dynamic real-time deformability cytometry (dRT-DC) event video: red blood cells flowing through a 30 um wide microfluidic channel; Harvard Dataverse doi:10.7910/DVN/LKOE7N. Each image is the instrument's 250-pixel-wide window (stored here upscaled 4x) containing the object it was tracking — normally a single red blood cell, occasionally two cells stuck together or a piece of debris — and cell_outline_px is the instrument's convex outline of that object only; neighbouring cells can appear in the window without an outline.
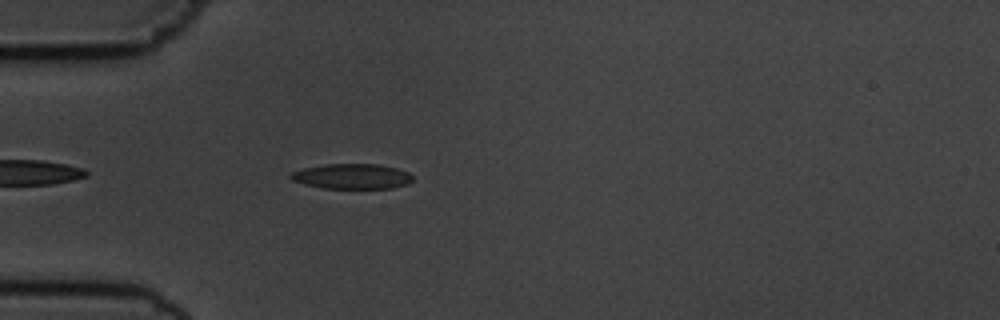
{"species": "common noctule bat (a hibernating species)", "species_latin": "Nyctalus noctula", "temperature_condition": "cold", "stored_images_in_passage": 43, "camera_frame_rate_fps": 3000, "um_per_image_px": 0.085, "animal": {"sex": "male", "body_mass_g": 19.5, "forearm_length_mm": 54.6}, "frame": {"image": 1, "passage_image": 4, "time_ms": 1.0, "image_size_px": [1000, 320], "cell_outline_px": [[412, 180], [408, 184], [392, 188], [320, 188], [304, 184], [292, 180], [288, 176], [292, 172], [304, 168], [324, 164], [380, 164], [396, 168], [408, 172], [412, 176]], "centroid_in_image_um": [29.91, 14.99], "position_along_channel_um": 55.1, "area_um2": 17.92}}
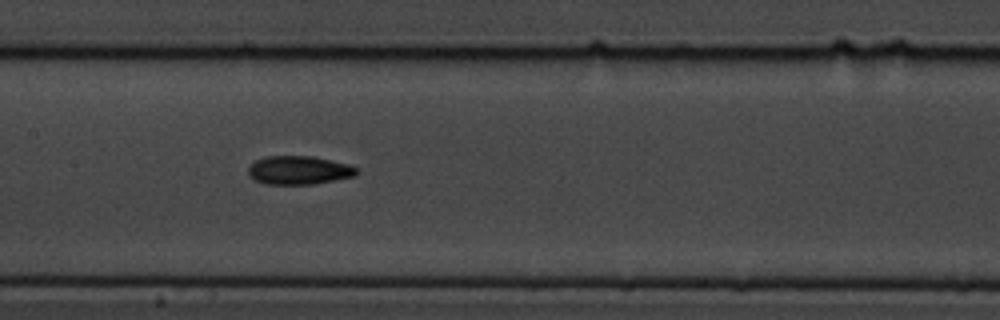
{"frame": {"image": 2, "passage_image": 15, "time_ms": 4.667, "image_size_px": [1000, 320], "cell_outline_px": [[356, 176], [316, 184], [264, 184], [252, 180], [248, 176], [248, 168], [256, 160], [264, 156], [312, 156], [352, 164], [356, 168]], "centroid_in_image_um": [25.4, 14.47], "position_along_channel_um": 182.0, "area_um2": 18.32}}
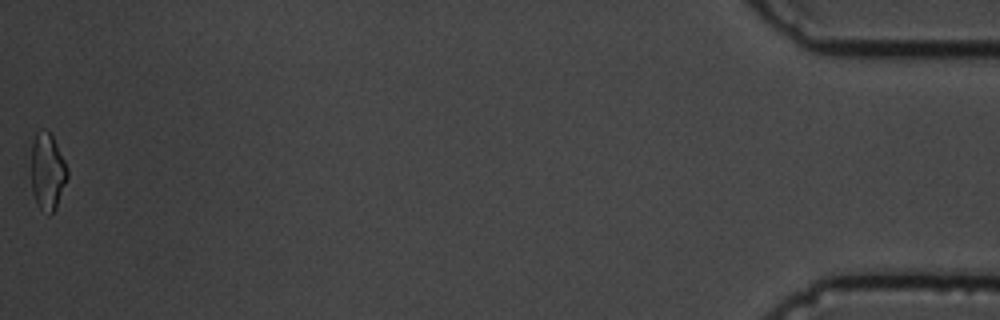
{"frame": {"image": 3, "passage_image": 43, "time_ms": 14.0, "image_size_px": [1000, 320], "cell_outline_px": [[68, 176], [56, 208], [48, 216], [36, 204], [32, 192], [32, 140], [36, 132], [40, 128], [44, 128], [52, 136], [68, 168]], "centroid_in_image_um": [4.03, 14.59], "position_along_channel_um": 431.2, "area_um2": 16.24}, "authors_computed_cell_mechanics": {"area_um2": 17.34, "velocity_mm_per_s": 3.6647, "shape_relaxation_time_tau1_ms": 4.5177, "shape_relaxation_time_tau2_ms": 4.2354, "deformation_change_tau1": 0.1377, "deformation_change_tau2": 0.1136}}